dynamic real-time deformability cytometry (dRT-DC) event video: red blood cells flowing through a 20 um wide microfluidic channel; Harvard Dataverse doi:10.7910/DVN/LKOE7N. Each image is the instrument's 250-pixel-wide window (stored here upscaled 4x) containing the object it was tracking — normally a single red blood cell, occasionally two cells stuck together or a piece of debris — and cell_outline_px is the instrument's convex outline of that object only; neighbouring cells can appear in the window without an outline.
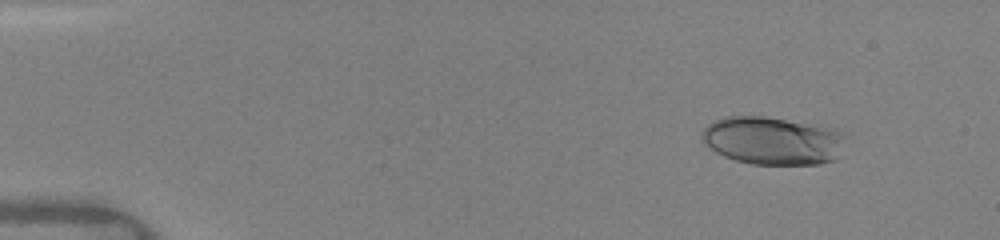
{"species": "human", "species_latin": "Homo sapiens", "temperature_condition": "warm", "stored_images_in_passage": 26, "camera_frame_rate_fps": 3000, "um_per_image_px": 0.085, "donor": {"sex": "female"}, "frame": {"image": 1, "passage_image": 3, "time_ms": 1.667, "image_size_px": [1000, 240], "cell_outline_px": [[840, 136], [836, 160], [820, 164], [752, 164], [736, 160], [724, 156], [716, 152], [704, 144], [700, 140], [700, 132], [708, 124], [724, 116], [764, 116], [820, 124], [836, 128], [840, 132]], "centroid_in_image_um": [65.59, 11.93], "position_along_channel_um": 19.4, "area_um2": 40.17}}
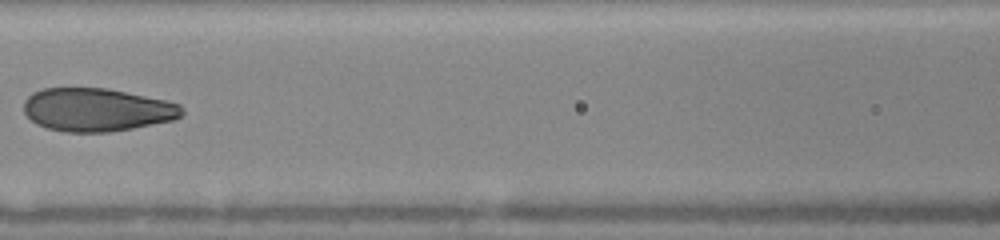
{"frame": {"image": 2, "passage_image": 12, "time_ms": 7.667, "image_size_px": [1000, 240], "cell_outline_px": [[184, 112], [180, 116], [172, 120], [132, 128], [108, 132], [64, 132], [48, 128], [36, 124], [24, 112], [24, 100], [32, 92], [44, 88], [108, 88], [168, 100], [180, 104], [184, 108]], "centroid_in_image_um": [8.24, 9.32], "position_along_channel_um": 158.4, "area_um2": 39.94}}
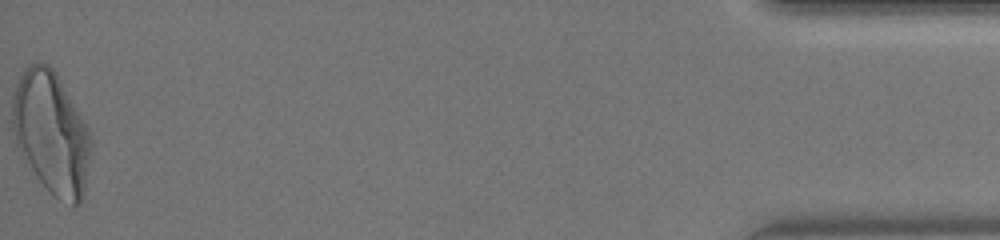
{"frame": {"image": 3, "passage_image": 26, "time_ms": 16.333, "image_size_px": [1000, 240], "cell_outline_px": [[92, 144], [84, 188], [80, 204], [72, 204], [52, 196], [48, 192], [20, 156], [16, 144], [12, 128], [12, 96], [16, 84], [24, 68], [28, 64], [48, 64], [56, 72], [84, 120], [88, 128], [92, 140]], "centroid_in_image_um": [4.33, 11.29], "position_along_channel_um": 430.9, "area_um2": 56.07}, "authors_computed_cell_mechanics": {"area_um2": 40.6045, "velocity_mm_per_s": 4.1338, "shape_relaxation_time_tau1_ms": 4.2006, "shape_relaxation_time_tau2_ms": null, "deformation_change_tau1": 0.1833, "deformation_change_tau2": null}}